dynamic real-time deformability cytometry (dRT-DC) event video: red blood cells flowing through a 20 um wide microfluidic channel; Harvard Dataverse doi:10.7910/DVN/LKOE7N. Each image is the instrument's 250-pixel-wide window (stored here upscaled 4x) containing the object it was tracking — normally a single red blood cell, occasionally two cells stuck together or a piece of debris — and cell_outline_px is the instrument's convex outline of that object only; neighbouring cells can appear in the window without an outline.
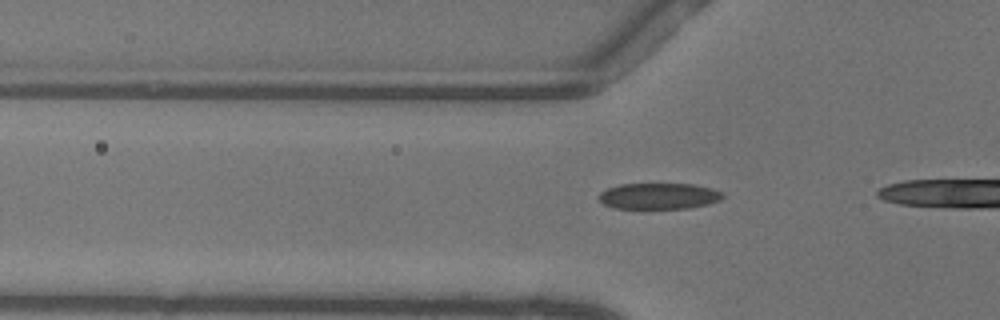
{"species": "common noctule bat (a hibernating species)", "species_latin": "Nyctalus noctula", "temperature_condition": "warm", "stored_images_in_passage": 11, "camera_frame_rate_fps": 3000, "um_per_image_px": 0.085, "animal": {"sex": "female"}, "frame": {"image": 1, "passage_image": 5, "time_ms": 1.333, "image_size_px": [1000, 320], "cell_outline_px": [[724, 196], [720, 200], [708, 204], [688, 208], [616, 208], [604, 204], [600, 200], [600, 192], [608, 188], [620, 184], [692, 184], [712, 188], [720, 192]], "centroid_in_image_um": [56.01, 16.66], "position_along_channel_um": 69.8, "area_um2": 18.61}}
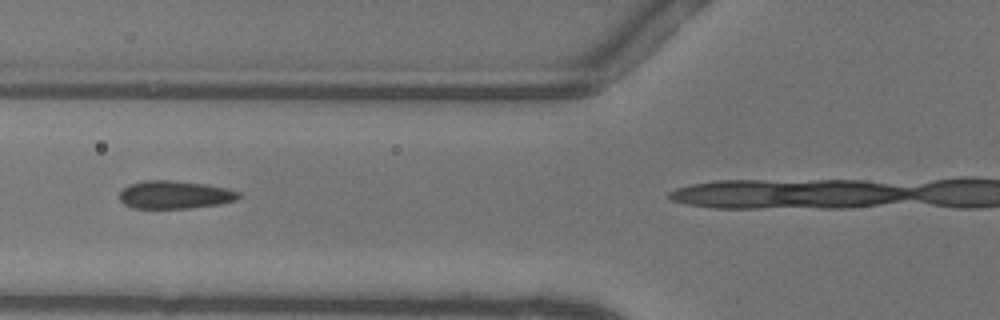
{"frame": {"image": 2, "passage_image": 8, "time_ms": 2.333, "image_size_px": [1000, 320], "cell_outline_px": [[240, 196], [236, 200], [220, 204], [188, 208], [132, 208], [124, 204], [120, 200], [120, 192], [128, 184], [144, 180], [172, 180], [204, 184], [224, 188], [240, 192]], "centroid_in_image_um": [14.82, 16.55], "position_along_channel_um": 111.0, "area_um2": 19.36}}